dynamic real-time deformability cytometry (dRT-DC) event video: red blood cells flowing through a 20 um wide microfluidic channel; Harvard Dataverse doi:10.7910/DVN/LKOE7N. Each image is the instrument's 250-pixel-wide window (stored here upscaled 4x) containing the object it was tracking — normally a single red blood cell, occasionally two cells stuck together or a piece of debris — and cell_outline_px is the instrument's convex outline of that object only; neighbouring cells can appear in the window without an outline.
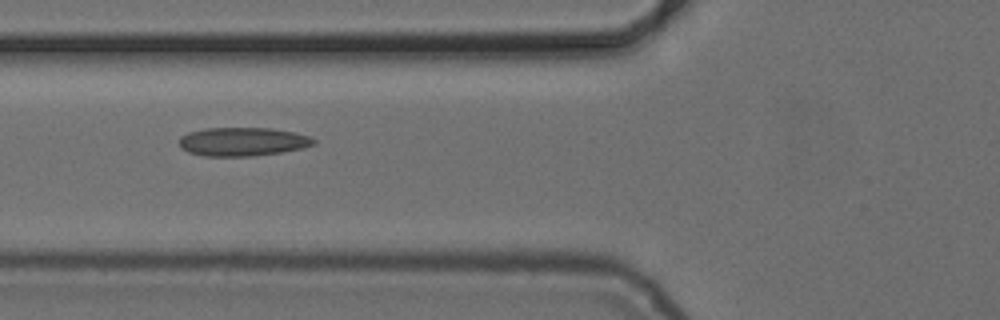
{"species": "common noctule bat (a hibernating species)", "species_latin": "Nyctalus noctula", "temperature_condition": "cold", "stored_images_in_passage": 8, "camera_frame_rate_fps": 3000, "um_per_image_px": 0.085, "animal": {"sex": "female", "body_mass_g": 24.6, "forearm_length_mm": 56.2}, "frame": {"image": 1, "passage_image": 6, "time_ms": 6.667, "image_size_px": [1000, 320], "cell_outline_px": [[316, 144], [304, 148], [280, 152], [252, 156], [204, 156], [188, 152], [180, 148], [180, 136], [188, 132], [204, 128], [272, 128], [312, 136], [316, 140]], "centroid_in_image_um": [20.64, 12.04], "position_along_channel_um": 105.2, "area_um2": 22.6}}
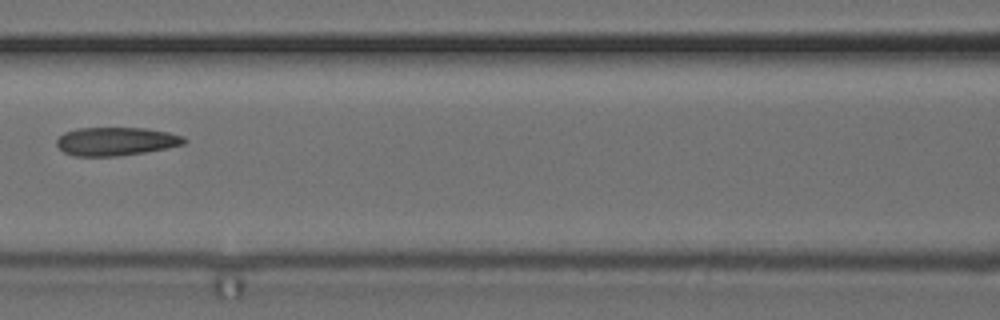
{"frame": {"image": 2, "passage_image": 7, "time_ms": 8.0, "image_size_px": [1000, 320], "cell_outline_px": [[188, 140], [184, 144], [168, 148], [144, 152], [116, 156], [76, 156], [64, 152], [56, 144], [56, 140], [64, 132], [76, 128], [144, 128], [168, 132], [184, 136]], "centroid_in_image_um": [9.87, 12.01], "position_along_channel_um": 156.7, "area_um2": 21.1}}
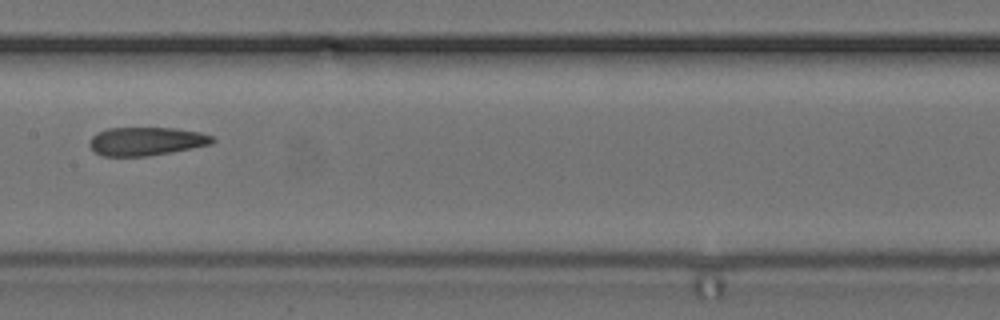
{"frame": {"image": 3, "passage_image": 8, "time_ms": 9.0, "image_size_px": [1000, 320], "cell_outline_px": [[216, 140], [212, 144], [192, 148], [148, 156], [104, 156], [96, 152], [88, 144], [92, 136], [96, 132], [108, 128], [176, 128], [200, 132], [212, 136]], "centroid_in_image_um": [12.44, 12.0], "position_along_channel_um": 195.0, "area_um2": 20.35}}